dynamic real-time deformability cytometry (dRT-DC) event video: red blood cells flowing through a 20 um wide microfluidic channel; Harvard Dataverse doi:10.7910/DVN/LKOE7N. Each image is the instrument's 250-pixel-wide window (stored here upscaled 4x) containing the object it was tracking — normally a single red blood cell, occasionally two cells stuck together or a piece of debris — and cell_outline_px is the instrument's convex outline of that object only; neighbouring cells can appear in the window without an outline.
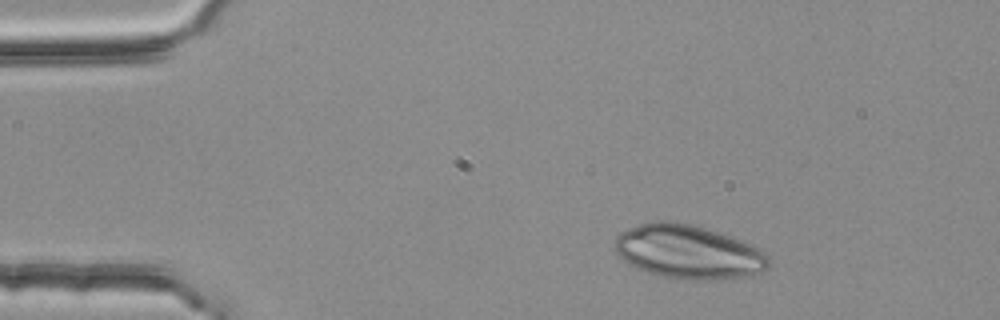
{"species": "common noctule bat (a hibernating species)", "species_latin": "Nyctalus noctula", "temperature_condition": "room temperature", "stored_images_in_passage": 3, "camera_frame_rate_fps": 3000, "um_per_image_px": 0.085, "animal": {"sex": "female", "body_mass_g": 25.1}, "frame": {"image": 1, "passage_image": 1, "time_ms": 0.0, "image_size_px": [1000, 320], "cell_outline_px": [[772, 264], [768, 268], [760, 272], [748, 276], [716, 280], [676, 280], [648, 272], [636, 268], [628, 264], [616, 252], [616, 236], [620, 232], [628, 228], [652, 220], [672, 220], [692, 224], [732, 236], [752, 244], [768, 252], [772, 260]], "centroid_in_image_um": [58.57, 21.41], "position_along_channel_um": 26.4, "area_um2": 49.25}}